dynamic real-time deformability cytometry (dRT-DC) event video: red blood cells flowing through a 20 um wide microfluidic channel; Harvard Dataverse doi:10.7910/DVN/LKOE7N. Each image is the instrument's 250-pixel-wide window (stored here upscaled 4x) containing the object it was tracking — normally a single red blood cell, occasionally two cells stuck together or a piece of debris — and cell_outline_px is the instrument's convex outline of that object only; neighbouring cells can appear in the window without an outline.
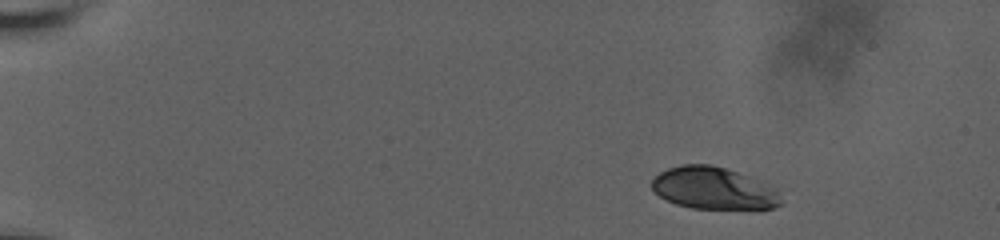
{"species": "human", "species_latin": "Homo sapiens", "temperature_condition": "room temperature", "stored_images_in_passage": 25, "camera_frame_rate_fps": 3000, "um_per_image_px": 0.085, "donor": {"sex": "male"}, "frame": {"image": 1, "passage_image": 1, "time_ms": 0.0, "image_size_px": [1000, 240], "cell_outline_px": [[784, 204], [760, 212], [692, 208], [676, 204], [660, 196], [652, 188], [652, 180], [660, 172], [668, 168], [680, 164], [712, 164], [748, 176], [776, 188]], "centroid_in_image_um": [60.75, 16.06], "position_along_channel_um": 24.3, "area_um2": 32.6}}
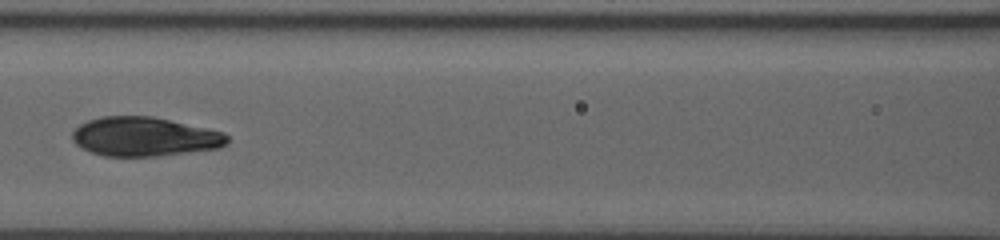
{"frame": {"image": 2, "passage_image": 14, "time_ms": 7.0, "image_size_px": [1000, 240], "cell_outline_px": [[228, 144], [220, 148], [156, 156], [104, 156], [80, 148], [72, 140], [72, 132], [80, 124], [88, 120], [100, 116], [152, 116], [208, 128], [224, 132], [228, 136]], "centroid_in_image_um": [12.28, 11.61], "position_along_channel_um": 154.3, "area_um2": 35.49}}
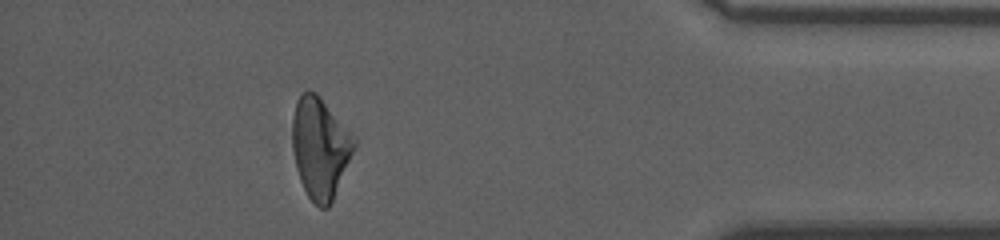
{"frame": {"image": 3, "passage_image": 24, "time_ms": 15.0, "image_size_px": [1000, 240], "cell_outline_px": [[356, 144], [332, 200], [328, 208], [320, 208], [308, 196], [300, 180], [296, 168], [292, 148], [292, 116], [296, 100], [300, 92], [308, 88], [316, 92], [320, 96], [356, 136]], "centroid_in_image_um": [27.19, 12.48], "position_along_channel_um": 408.0, "area_um2": 36.53}, "authors_computed_cell_mechanics": {"area_um2": 35.6048, "velocity_mm_per_s": 3.6428, "shape_relaxation_time_tau1_ms": null, "shape_relaxation_time_tau2_ms": 1.5248, "deformation_change_tau1": null, "deformation_change_tau2": 0.0473}}